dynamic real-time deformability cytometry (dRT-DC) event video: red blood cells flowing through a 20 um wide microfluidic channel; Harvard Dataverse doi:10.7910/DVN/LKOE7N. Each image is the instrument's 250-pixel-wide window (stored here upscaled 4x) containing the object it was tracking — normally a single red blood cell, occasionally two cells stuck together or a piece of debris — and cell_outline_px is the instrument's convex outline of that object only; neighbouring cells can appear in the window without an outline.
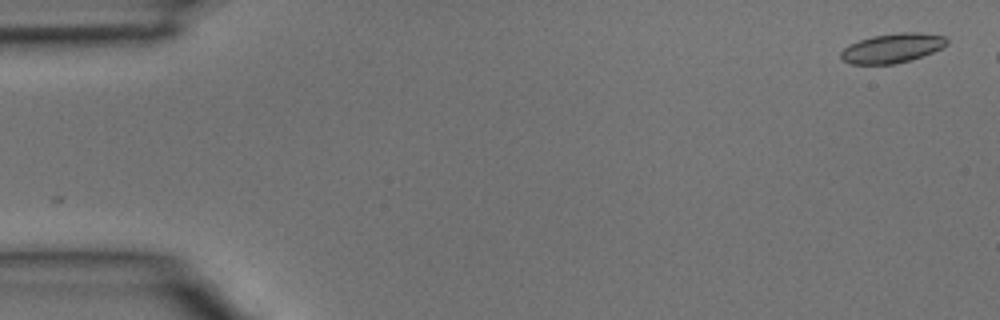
{"species": "common noctule bat (a hibernating species)", "species_latin": "Nyctalus noctula", "temperature_condition": "room temperature", "stored_images_in_passage": 4, "camera_frame_rate_fps": 3000, "um_per_image_px": 0.085, "animal": {"sex": "male", "body_mass_g": 15.6}, "frame": {"image": 1, "passage_image": 1, "time_ms": 0.0, "image_size_px": [1000, 320], "cell_outline_px": [[948, 44], [932, 52], [912, 60], [896, 64], [852, 64], [844, 60], [840, 56], [840, 52], [844, 48], [860, 40], [872, 36], [900, 32], [916, 32], [944, 36], [948, 40]], "centroid_in_image_um": [75.86, 4.09], "position_along_channel_um": 9.1, "area_um2": 18.03}}